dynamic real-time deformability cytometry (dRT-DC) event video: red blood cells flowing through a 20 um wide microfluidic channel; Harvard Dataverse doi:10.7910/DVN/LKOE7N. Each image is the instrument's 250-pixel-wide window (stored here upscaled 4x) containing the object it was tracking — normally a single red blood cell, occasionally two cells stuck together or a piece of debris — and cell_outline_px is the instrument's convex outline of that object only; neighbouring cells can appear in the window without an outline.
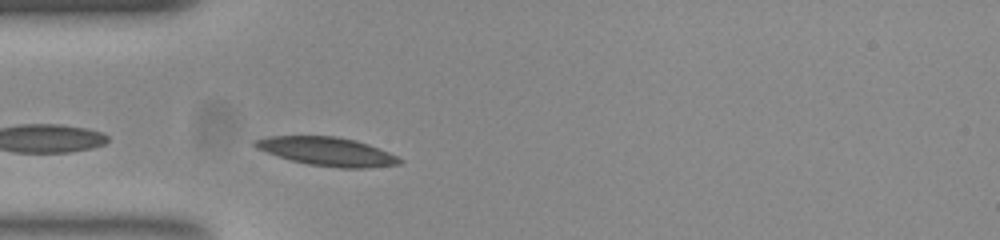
{"species": "common noctule bat (a hibernating species)", "species_latin": "Nyctalus noctula", "temperature_condition": "room temperature", "stored_images_in_passage": 28, "camera_frame_rate_fps": 3000, "um_per_image_px": 0.085, "animal": {"sex": "female", "body_mass_g": 23.0, "forearm_length_mm": 53.4}, "frame": {"image": 1, "passage_image": 2, "time_ms": 0.333, "image_size_px": [1000, 240], "cell_outline_px": [[404, 160], [400, 164], [368, 168], [340, 168], [308, 164], [276, 156], [256, 148], [252, 144], [252, 140], [272, 136], [332, 136], [352, 140], [388, 152]], "centroid_in_image_um": [27.75, 12.89], "position_along_channel_um": 57.2, "area_um2": 23.76}}
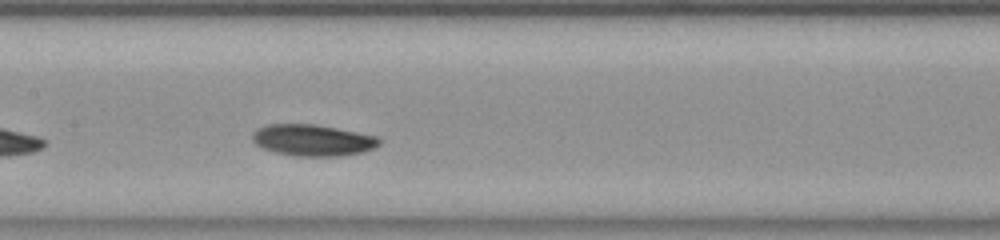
{"frame": {"image": 2, "passage_image": 12, "time_ms": 3.667, "image_size_px": [1000, 240], "cell_outline_px": [[380, 144], [364, 152], [344, 156], [292, 156], [276, 152], [264, 148], [256, 144], [252, 140], [252, 136], [260, 128], [272, 124], [312, 124], [376, 136], [380, 140]], "centroid_in_image_um": [26.6, 11.94], "position_along_channel_um": 180.8, "area_um2": 22.83}}
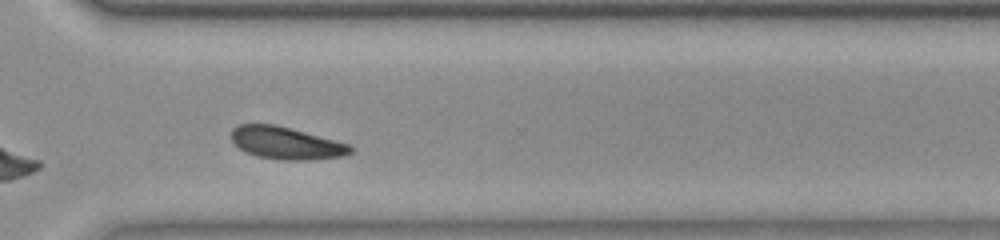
{"frame": {"image": 3, "passage_image": 25, "time_ms": 8.0, "image_size_px": [1000, 240], "cell_outline_px": [[352, 152], [348, 156], [312, 160], [280, 160], [256, 156], [240, 148], [232, 140], [232, 128], [240, 124], [276, 124], [348, 144], [352, 148]], "centroid_in_image_um": [24.34, 12.17], "position_along_channel_um": 346.3, "area_um2": 22.37}, "authors_computed_cell_mechanics": {"area_um2": 22.7154, "velocity_mm_per_s": 3.8176, "shape_relaxation_time_tau1_ms": 1.3829, "shape_relaxation_time_tau2_ms": null, "deformation_change_tau1": 0.0604, "deformation_change_tau2": null}}